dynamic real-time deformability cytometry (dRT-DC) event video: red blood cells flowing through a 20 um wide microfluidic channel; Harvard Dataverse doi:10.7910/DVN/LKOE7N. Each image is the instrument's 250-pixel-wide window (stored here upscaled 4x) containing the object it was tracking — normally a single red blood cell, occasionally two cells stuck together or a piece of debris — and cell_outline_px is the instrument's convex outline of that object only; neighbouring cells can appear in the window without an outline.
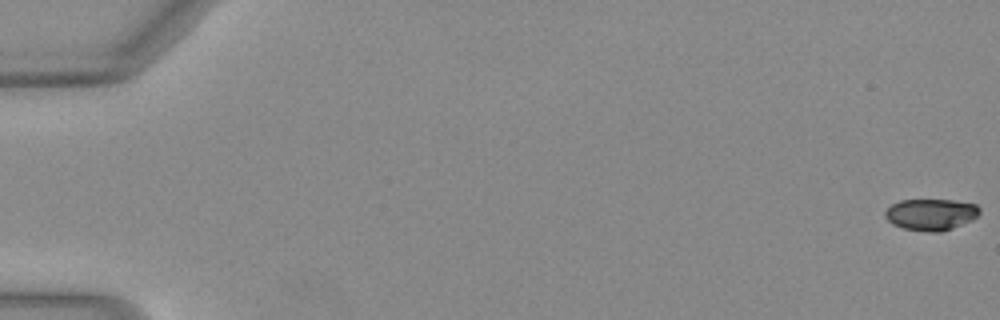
{"species": "Egyptian fruit bat (a non-hibernating species)", "species_latin": "Rousettus aegyptiacus", "temperature_condition": "warm", "stored_images_in_passage": 37, "camera_frame_rate_fps": 3000, "um_per_image_px": 0.085, "animal": {"sex": "female"}, "frame": {"image": 1, "passage_image": 1, "time_ms": 0.0, "image_size_px": [1000, 320], "cell_outline_px": [[980, 212], [972, 220], [952, 228], [940, 232], [932, 232], [904, 228], [892, 224], [884, 216], [884, 212], [892, 204], [900, 200], [952, 200], [976, 204], [980, 208]], "centroid_in_image_um": [79.12, 18.22], "position_along_channel_um": 5.9, "area_um2": 17.22}}
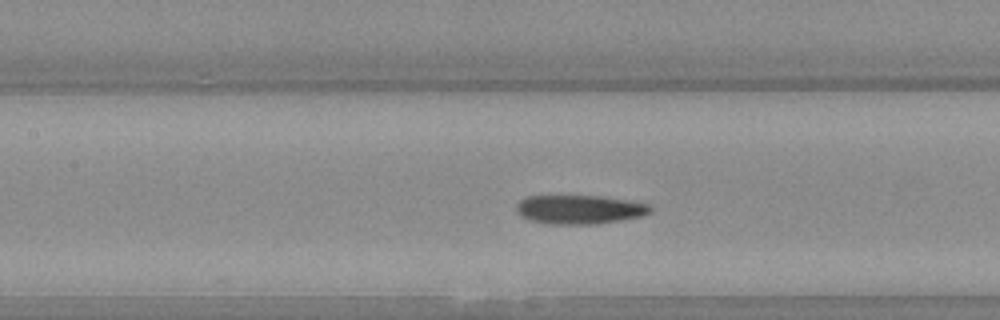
{"frame": {"image": 2, "passage_image": 10, "time_ms": 3.0, "image_size_px": [1000, 320], "cell_outline_px": [[652, 212], [644, 216], [596, 224], [544, 224], [528, 220], [516, 208], [516, 204], [520, 200], [528, 196], [600, 196], [628, 200], [648, 204], [652, 208]], "centroid_in_image_um": [49.29, 17.81], "position_along_channel_um": 158.1, "area_um2": 22.6}}
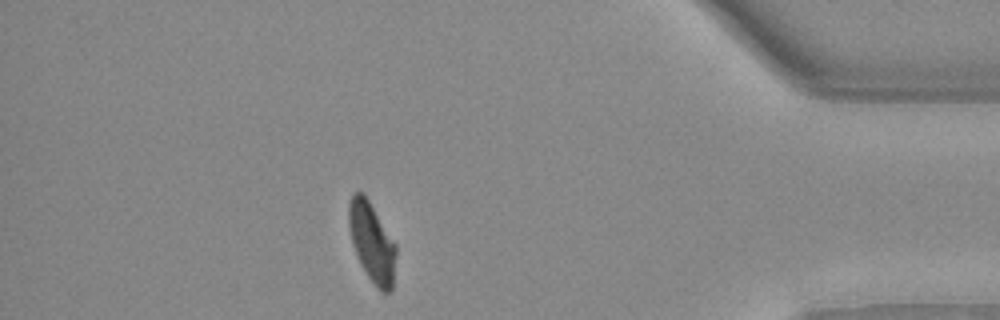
{"frame": {"image": 3, "passage_image": 31, "time_ms": 10.0, "image_size_px": [1000, 320], "cell_outline_px": [[396, 252], [392, 292], [380, 292], [376, 288], [360, 264], [352, 244], [348, 224], [348, 208], [352, 196], [356, 192], [364, 192], [396, 244]], "centroid_in_image_um": [31.61, 20.61], "position_along_channel_um": 403.6, "area_um2": 21.96}, "authors_computed_cell_mechanics": {"area_um2": 23.0622, "velocity_mm_per_s": 4.0738, "shape_relaxation_time_tau1_ms": null, "shape_relaxation_time_tau2_ms": 5.7391, "deformation_change_tau1": null, "deformation_change_tau2": 0.1088}}